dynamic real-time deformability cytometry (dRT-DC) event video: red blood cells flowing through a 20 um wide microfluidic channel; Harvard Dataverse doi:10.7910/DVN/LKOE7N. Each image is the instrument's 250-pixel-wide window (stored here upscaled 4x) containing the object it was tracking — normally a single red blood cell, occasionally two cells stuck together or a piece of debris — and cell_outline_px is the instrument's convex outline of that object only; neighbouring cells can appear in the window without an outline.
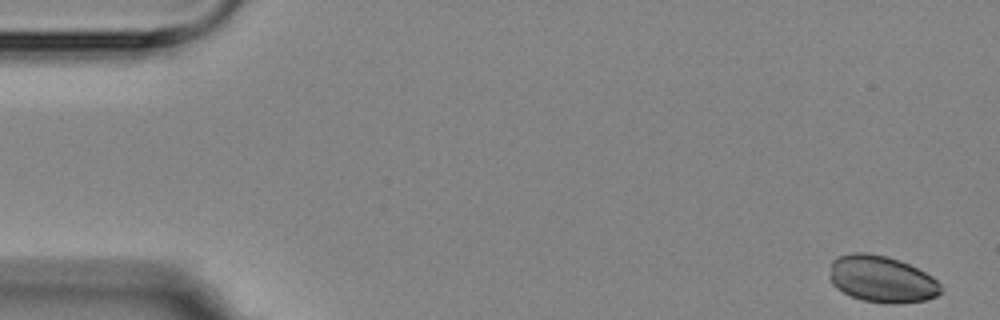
{"species": "Egyptian fruit bat (a non-hibernating species)", "species_latin": "Rousettus aegyptiacus", "temperature_condition": "room temperature", "stored_images_in_passage": 5, "camera_frame_rate_fps": 3000, "um_per_image_px": 0.085, "animal": {"sex": "female"}, "frame": {"image": 1, "passage_image": 1, "time_ms": 0.0, "image_size_px": [1000, 320], "cell_outline_px": [[940, 292], [936, 296], [924, 300], [896, 304], [888, 304], [864, 300], [852, 296], [836, 288], [832, 284], [828, 276], [832, 260], [836, 256], [852, 252], [864, 252], [884, 256], [900, 260], [932, 276], [940, 284]], "centroid_in_image_um": [74.89, 23.71], "position_along_channel_um": 10.1, "area_um2": 30.23}}
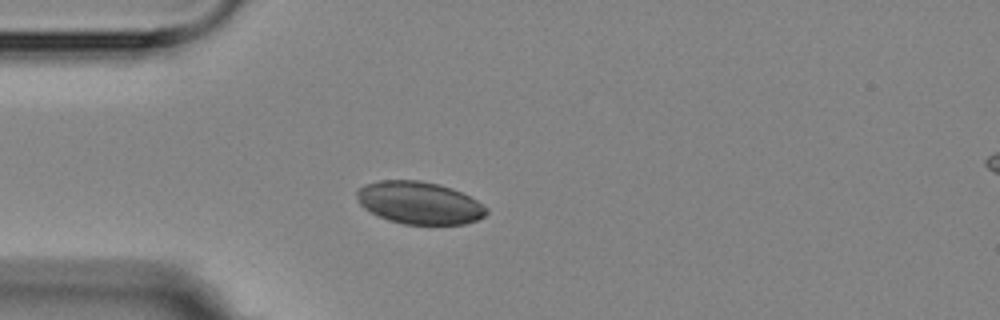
{"frame": {"image": 2, "passage_image": 5, "time_ms": 4.333, "image_size_px": [1000, 320], "cell_outline_px": [[488, 212], [484, 216], [476, 220], [464, 224], [404, 224], [388, 220], [364, 208], [360, 204], [356, 196], [356, 188], [364, 184], [380, 180], [420, 180], [440, 184], [452, 188], [476, 200], [488, 208]], "centroid_in_image_um": [35.62, 17.23], "position_along_channel_um": 49.4, "area_um2": 32.08}}